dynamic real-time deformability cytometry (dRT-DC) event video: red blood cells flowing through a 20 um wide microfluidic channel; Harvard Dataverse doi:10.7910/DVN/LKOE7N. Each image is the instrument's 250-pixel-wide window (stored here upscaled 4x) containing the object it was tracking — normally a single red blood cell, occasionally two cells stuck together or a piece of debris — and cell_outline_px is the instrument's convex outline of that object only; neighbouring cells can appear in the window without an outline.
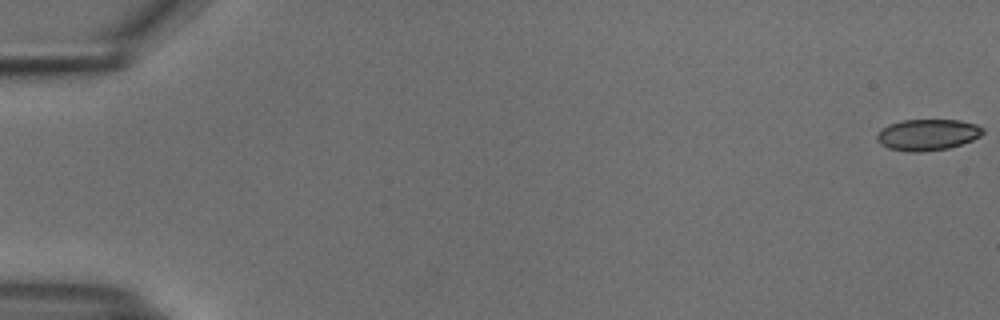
{"species": "common noctule bat (a hibernating species)", "species_latin": "Nyctalus noctula", "temperature_condition": "cold", "stored_images_in_passage": 11, "camera_frame_rate_fps": 3000, "um_per_image_px": 0.085, "animal": {"sex": "male", "body_mass_g": 18.8}, "frame": {"image": 1, "passage_image": 1, "time_ms": 0.0, "image_size_px": [1000, 320], "cell_outline_px": [[984, 132], [980, 136], [972, 140], [948, 148], [920, 152], [908, 152], [888, 148], [880, 144], [876, 140], [876, 136], [880, 128], [888, 124], [900, 120], [960, 120], [976, 124], [984, 128]], "centroid_in_image_um": [78.8, 11.44], "position_along_channel_um": 6.2, "area_um2": 19.48}}